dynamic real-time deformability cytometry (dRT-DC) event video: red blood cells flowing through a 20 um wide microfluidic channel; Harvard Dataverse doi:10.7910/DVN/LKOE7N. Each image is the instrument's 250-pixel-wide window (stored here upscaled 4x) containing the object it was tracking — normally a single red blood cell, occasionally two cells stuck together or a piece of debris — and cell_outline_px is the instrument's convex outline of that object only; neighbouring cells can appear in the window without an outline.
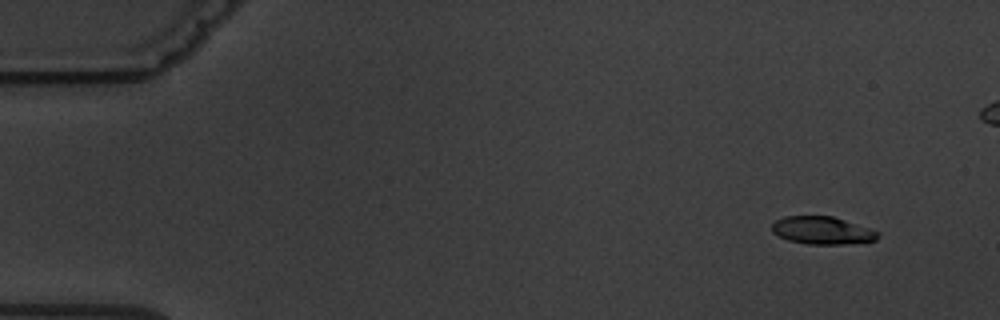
{"species": "common noctule bat (a hibernating species)", "species_latin": "Nyctalus noctula", "temperature_condition": "warm", "stored_images_in_passage": 10, "camera_frame_rate_fps": 3000, "um_per_image_px": 0.085, "animal": {"sex": "male", "body_mass_g": 19.5, "forearm_length_mm": 54.6}, "frame": {"image": 1, "passage_image": 1, "time_ms": 0.0, "image_size_px": [1000, 320], "cell_outline_px": [[880, 236], [876, 240], [844, 244], [808, 244], [788, 240], [772, 232], [772, 224], [776, 220], [784, 216], [832, 216], [880, 232]], "centroid_in_image_um": [69.88, 19.59], "position_along_channel_um": 15.1, "area_um2": 16.94}}
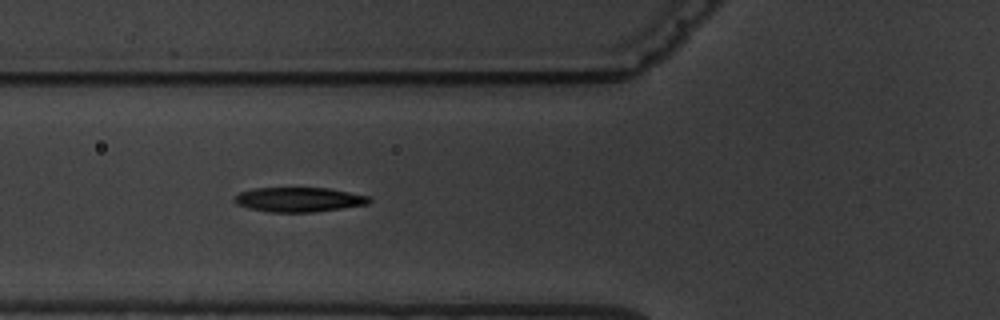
{"frame": {"image": 2, "passage_image": 6, "time_ms": 5.667, "image_size_px": [1000, 320], "cell_outline_px": [[372, 200], [368, 204], [312, 212], [272, 212], [248, 208], [236, 204], [232, 200], [240, 192], [256, 188], [328, 188], [368, 196]], "centroid_in_image_um": [25.38, 16.96], "position_along_channel_um": 100.4, "area_um2": 19.07}}
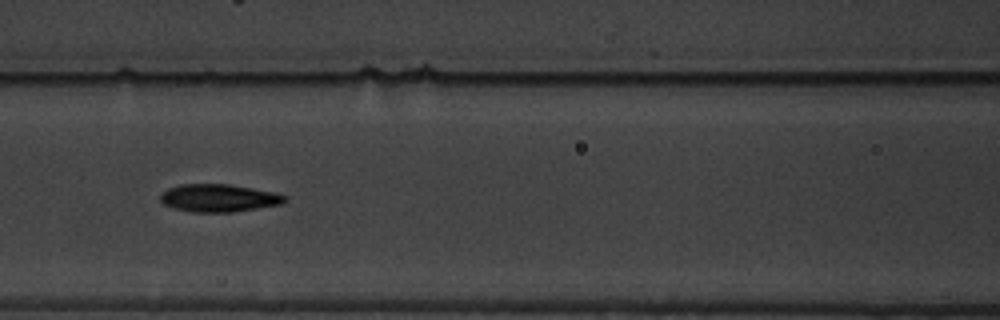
{"frame": {"image": 3, "passage_image": 7, "time_ms": 7.0, "image_size_px": [1000, 320], "cell_outline_px": [[288, 200], [284, 204], [232, 212], [192, 212], [176, 208], [164, 204], [160, 200], [160, 196], [168, 188], [180, 184], [228, 184], [276, 192], [288, 196]], "centroid_in_image_um": [18.66, 16.83], "position_along_channel_um": 147.9, "area_um2": 20.17}}